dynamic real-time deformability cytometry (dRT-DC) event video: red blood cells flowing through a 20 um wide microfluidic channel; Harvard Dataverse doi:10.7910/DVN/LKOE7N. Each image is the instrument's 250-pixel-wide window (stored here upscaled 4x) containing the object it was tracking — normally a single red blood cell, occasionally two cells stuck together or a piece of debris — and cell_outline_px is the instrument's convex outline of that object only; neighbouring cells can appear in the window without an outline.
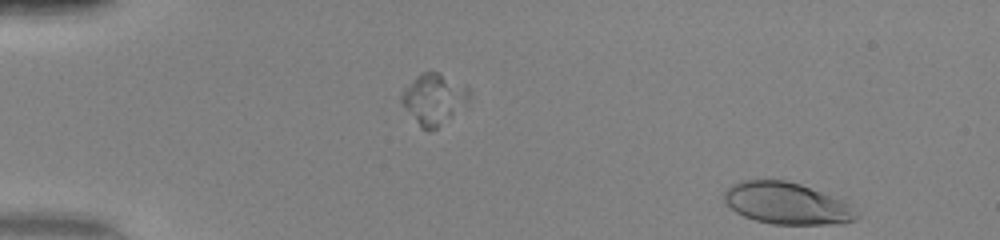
{"species": "human", "species_latin": "Homo sapiens", "temperature_condition": "warm", "stored_images_in_passage": 17, "segment_of_instrument_passage": [2, 2], "camera_frame_rate_fps": 3000, "um_per_image_px": 0.085, "donor": {"sex": "female"}, "frame": {"image": 1, "passage_image": 17, "time_ms": 5.333, "image_size_px": [1000, 240], "cell_outline_px": [[860, 216], [856, 220], [844, 224], [772, 224], [756, 220], [744, 216], [736, 212], [724, 200], [724, 192], [732, 184], [740, 180], [784, 180], [800, 184], [840, 200], [848, 204]], "centroid_in_image_um": [66.87, 17.3], "position_along_channel_um": 18.1, "area_um2": 31.85}}